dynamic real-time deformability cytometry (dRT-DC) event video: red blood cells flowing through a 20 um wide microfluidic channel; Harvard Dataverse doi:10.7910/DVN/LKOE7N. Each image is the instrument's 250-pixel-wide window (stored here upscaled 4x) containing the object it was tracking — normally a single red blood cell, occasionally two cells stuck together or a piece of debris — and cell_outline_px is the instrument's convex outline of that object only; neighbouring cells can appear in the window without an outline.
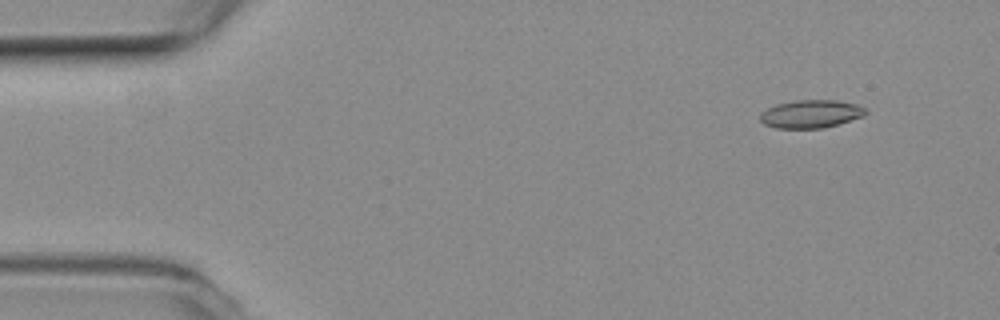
{"species": "common noctule bat (a hibernating species)", "species_latin": "Nyctalus noctula", "temperature_condition": "room temperature", "stored_images_in_passage": 5, "camera_frame_rate_fps": 3000, "um_per_image_px": 0.085, "animal": {"sex": "female", "body_mass_g": 19.3, "forearm_length_mm": 54.1}, "frame": {"image": 1, "passage_image": 2, "time_ms": 0.333, "image_size_px": [1000, 320], "cell_outline_px": [[868, 112], [864, 116], [840, 124], [824, 128], [776, 128], [764, 124], [760, 120], [760, 112], [776, 104], [796, 100], [836, 100], [856, 104], [864, 108]], "centroid_in_image_um": [68.93, 9.69], "position_along_channel_um": 16.1, "area_um2": 17.34}}
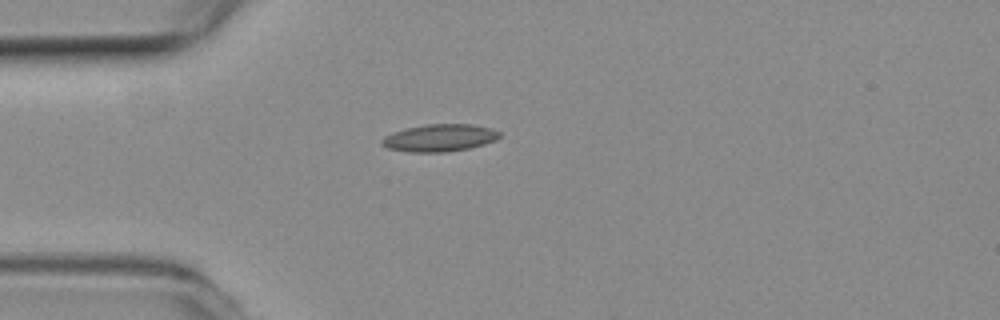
{"frame": {"image": 2, "passage_image": 5, "time_ms": 1.333, "image_size_px": [1000, 320], "cell_outline_px": [[500, 136], [496, 140], [484, 144], [468, 148], [448, 152], [408, 152], [388, 148], [380, 144], [380, 140], [384, 136], [392, 132], [408, 128], [428, 124], [472, 124], [492, 128], [500, 132]], "centroid_in_image_um": [37.36, 11.72], "position_along_channel_um": 47.6, "area_um2": 18.79}}